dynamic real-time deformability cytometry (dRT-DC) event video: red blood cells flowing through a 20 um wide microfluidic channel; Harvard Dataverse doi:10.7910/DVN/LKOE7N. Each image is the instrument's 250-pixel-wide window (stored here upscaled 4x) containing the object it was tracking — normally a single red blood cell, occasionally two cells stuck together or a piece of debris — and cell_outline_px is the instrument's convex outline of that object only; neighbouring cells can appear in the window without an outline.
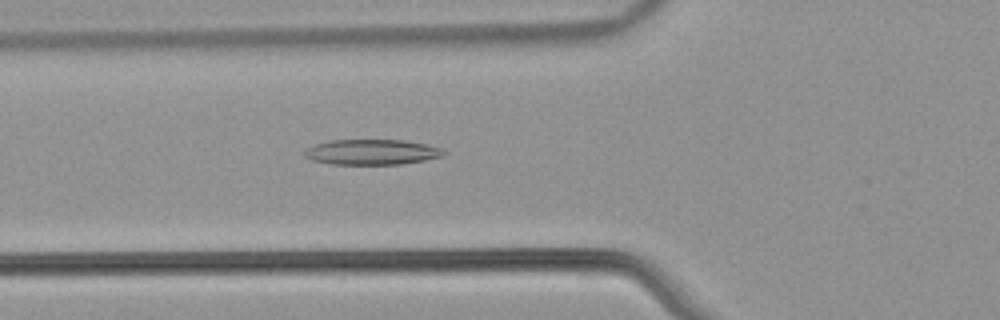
{"species": "common noctule bat (a hibernating species)", "species_latin": "Nyctalus noctula", "temperature_condition": "warm", "stored_images_in_passage": 51, "camera_frame_rate_fps": 3000, "um_per_image_px": 0.085, "animal": {"sex": "male", "body_mass_g": 21.5, "forearm_length_mm": 52.0}, "frame": {"image": 1, "passage_image": 17, "time_ms": 5.333, "image_size_px": [1000, 320], "cell_outline_px": [[448, 152], [444, 156], [424, 160], [400, 164], [332, 164], [312, 160], [304, 156], [304, 152], [308, 148], [316, 144], [328, 140], [404, 140], [428, 144], [440, 148]], "centroid_in_image_um": [31.64, 12.92], "position_along_channel_um": 94.2, "area_um2": 20.58}}
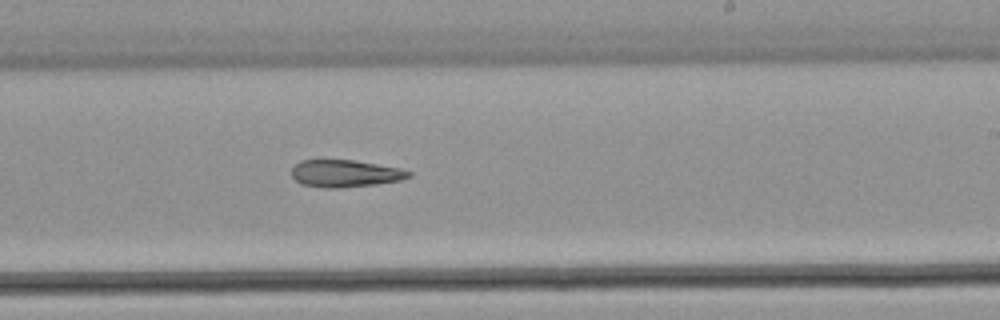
{"frame": {"image": 2, "passage_image": 30, "time_ms": 9.667, "image_size_px": [1000, 320], "cell_outline_px": [[412, 176], [400, 180], [376, 184], [340, 188], [324, 188], [300, 184], [292, 176], [292, 168], [300, 160], [352, 160], [400, 168], [412, 172]], "centroid_in_image_um": [29.33, 14.75], "position_along_channel_um": 259.7, "area_um2": 18.55}}
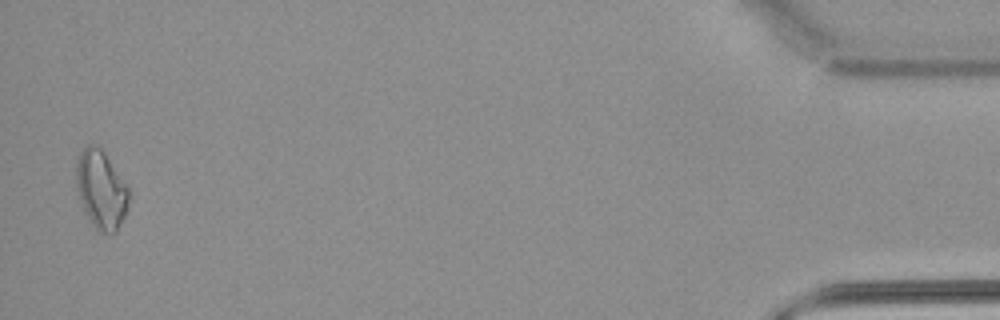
{"frame": {"image": 3, "passage_image": 50, "time_ms": 16.333, "image_size_px": [1000, 320], "cell_outline_px": [[132, 196], [124, 220], [116, 232], [100, 232], [96, 228], [84, 212], [76, 188], [76, 164], [80, 152], [88, 144], [92, 144], [100, 148], [104, 152], [128, 188]], "centroid_in_image_um": [8.61, 16.14], "position_along_channel_um": 426.6, "area_um2": 24.1}}